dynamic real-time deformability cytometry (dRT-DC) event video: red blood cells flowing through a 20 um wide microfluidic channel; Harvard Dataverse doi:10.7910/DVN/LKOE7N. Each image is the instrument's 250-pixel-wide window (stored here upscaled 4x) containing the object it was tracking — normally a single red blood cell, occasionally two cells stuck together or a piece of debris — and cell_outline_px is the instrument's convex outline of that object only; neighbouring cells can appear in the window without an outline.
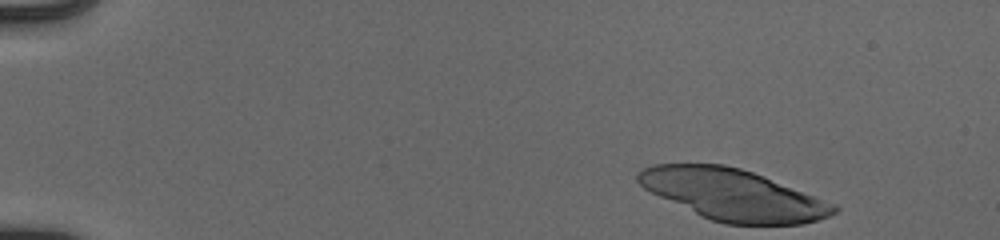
{"species": "human", "species_latin": "Homo sapiens", "temperature_condition": "cold", "stored_images_in_passage": 25, "camera_frame_rate_fps": 3000, "um_per_image_px": 0.085, "donor": {"sex": "male"}, "frame": {"image": 1, "passage_image": 1, "time_ms": 0.0, "image_size_px": [1000, 240], "cell_outline_px": [[840, 208], [836, 212], [828, 216], [804, 224], [724, 224], [700, 216], [644, 188], [636, 180], [636, 172], [644, 168], [656, 164], [724, 164], [740, 168], [764, 176], [836, 204]], "centroid_in_image_um": [62.32, 16.55], "position_along_channel_um": 22.7, "area_um2": 57.97}}
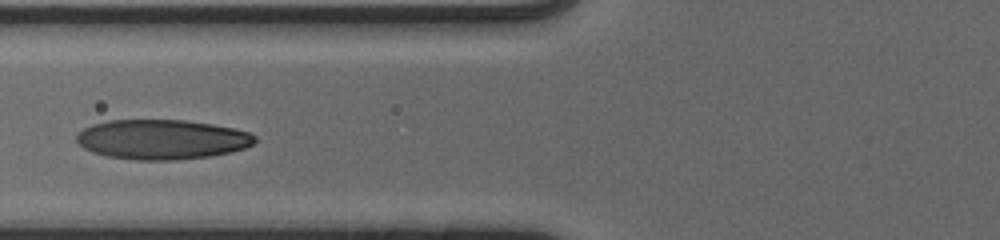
{"frame": {"image": 2, "passage_image": 18, "time_ms": 5.667, "image_size_px": [1000, 240], "cell_outline_px": [[256, 140], [252, 144], [244, 148], [228, 152], [208, 156], [176, 160], [132, 160], [108, 156], [92, 152], [84, 148], [76, 140], [76, 136], [84, 128], [92, 124], [108, 120], [184, 120], [212, 124], [236, 128], [248, 132], [256, 136]], "centroid_in_image_um": [13.75, 11.85], "position_along_channel_um": 112.1, "area_um2": 41.27}}
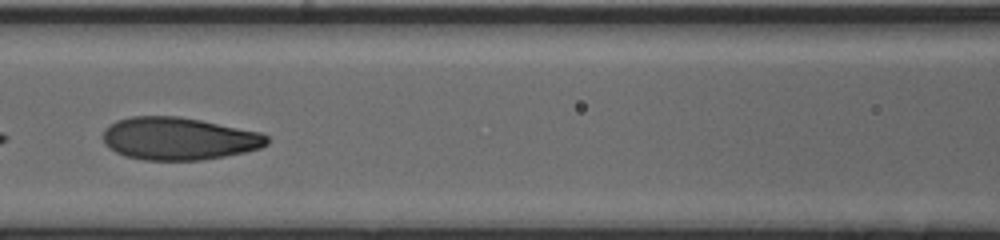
{"frame": {"image": 3, "passage_image": 21, "time_ms": 6.667, "image_size_px": [1000, 240], "cell_outline_px": [[268, 144], [260, 148], [244, 152], [224, 156], [200, 160], [144, 160], [124, 156], [108, 148], [104, 144], [104, 128], [116, 120], [132, 116], [180, 116], [260, 132], [268, 136]], "centroid_in_image_um": [15.16, 11.78], "position_along_channel_um": 151.4, "area_um2": 40.75}}